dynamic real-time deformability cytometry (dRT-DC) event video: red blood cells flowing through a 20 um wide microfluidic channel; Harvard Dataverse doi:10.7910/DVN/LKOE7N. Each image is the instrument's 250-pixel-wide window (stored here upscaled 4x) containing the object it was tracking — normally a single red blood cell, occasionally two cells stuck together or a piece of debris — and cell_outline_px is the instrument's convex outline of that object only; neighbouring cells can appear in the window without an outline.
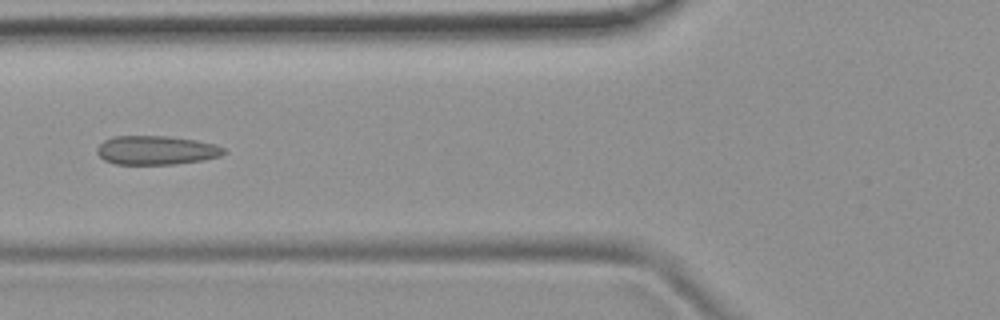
{"species": "common noctule bat (a hibernating species)", "species_latin": "Nyctalus noctula", "temperature_condition": "room temperature", "stored_images_in_passage": 5, "camera_frame_rate_fps": 3000, "um_per_image_px": 0.085, "animal": {"sex": "female", "body_mass_g": 19.9}, "frame": {"image": 1, "passage_image": 5, "time_ms": 5.333, "image_size_px": [1000, 320], "cell_outline_px": [[228, 152], [220, 156], [204, 160], [176, 164], [116, 164], [104, 160], [96, 152], [96, 148], [104, 140], [112, 136], [168, 136], [196, 140], [216, 144], [224, 148]], "centroid_in_image_um": [13.3, 12.77], "position_along_channel_um": 112.5, "area_um2": 21.56}}